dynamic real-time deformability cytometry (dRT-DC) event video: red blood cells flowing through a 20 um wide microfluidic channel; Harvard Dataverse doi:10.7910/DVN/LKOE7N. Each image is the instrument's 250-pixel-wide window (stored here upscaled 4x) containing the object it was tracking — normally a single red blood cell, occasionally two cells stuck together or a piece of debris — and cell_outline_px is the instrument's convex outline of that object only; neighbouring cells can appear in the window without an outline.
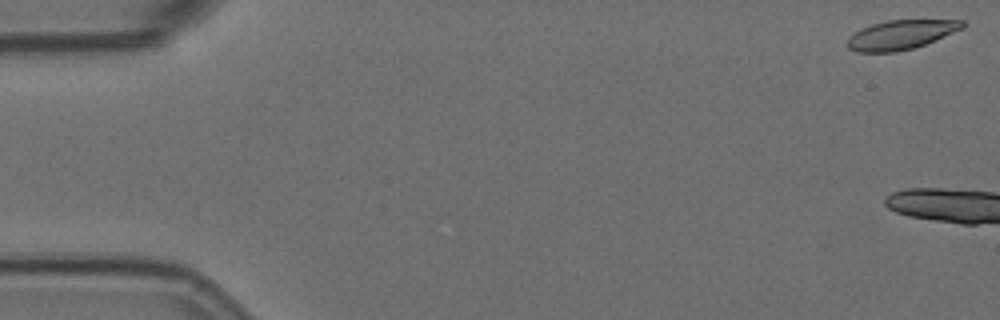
{"species": "Egyptian fruit bat (a non-hibernating species)", "species_latin": "Rousettus aegyptiacus", "temperature_condition": "room temperature", "stored_images_in_passage": 5, "camera_frame_rate_fps": 3000, "um_per_image_px": 0.085, "animal": {"sex": "female"}, "frame": {"image": 1, "passage_image": 1, "time_ms": 0.0, "image_size_px": [1000, 320], "cell_outline_px": [[968, 24], [964, 28], [924, 44], [912, 48], [896, 52], [856, 52], [848, 48], [848, 40], [856, 32], [872, 24], [888, 20], [964, 20]], "centroid_in_image_um": [76.63, 2.95], "position_along_channel_um": 8.4, "area_um2": 19.36}}